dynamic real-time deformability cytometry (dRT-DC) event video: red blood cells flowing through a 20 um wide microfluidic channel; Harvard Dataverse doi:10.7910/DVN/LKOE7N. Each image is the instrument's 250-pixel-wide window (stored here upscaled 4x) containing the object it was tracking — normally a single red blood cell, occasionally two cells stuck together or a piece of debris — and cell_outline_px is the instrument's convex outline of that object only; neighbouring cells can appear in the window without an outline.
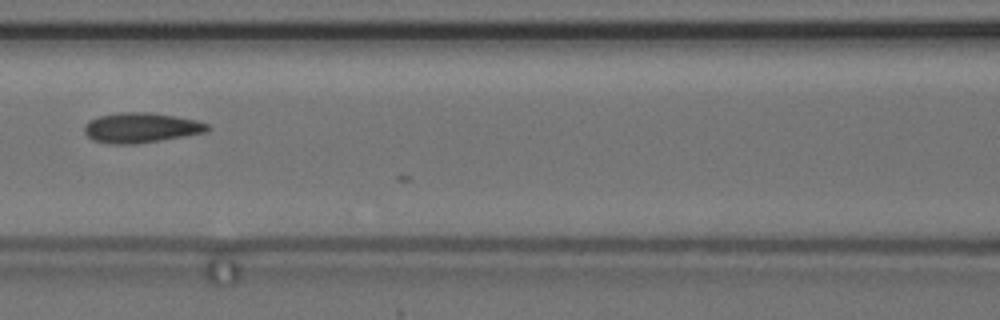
{"species": "common noctule bat (a hibernating species)", "species_latin": "Nyctalus noctula", "temperature_condition": "cold", "stored_images_in_passage": 3, "camera_frame_rate_fps": 3000, "um_per_image_px": 0.085, "animal": {"sex": "female", "body_mass_g": 24.6, "forearm_length_mm": 56.2}, "frame": {"image": 1, "passage_image": 3, "time_ms": 2.0, "image_size_px": [1000, 320], "cell_outline_px": [[212, 128], [204, 132], [160, 140], [136, 144], [108, 144], [92, 140], [84, 132], [84, 124], [88, 120], [100, 116], [120, 112], [152, 112], [176, 116], [196, 120], [208, 124]], "centroid_in_image_um": [11.95, 10.85], "position_along_channel_um": 154.7, "area_um2": 21.62}}